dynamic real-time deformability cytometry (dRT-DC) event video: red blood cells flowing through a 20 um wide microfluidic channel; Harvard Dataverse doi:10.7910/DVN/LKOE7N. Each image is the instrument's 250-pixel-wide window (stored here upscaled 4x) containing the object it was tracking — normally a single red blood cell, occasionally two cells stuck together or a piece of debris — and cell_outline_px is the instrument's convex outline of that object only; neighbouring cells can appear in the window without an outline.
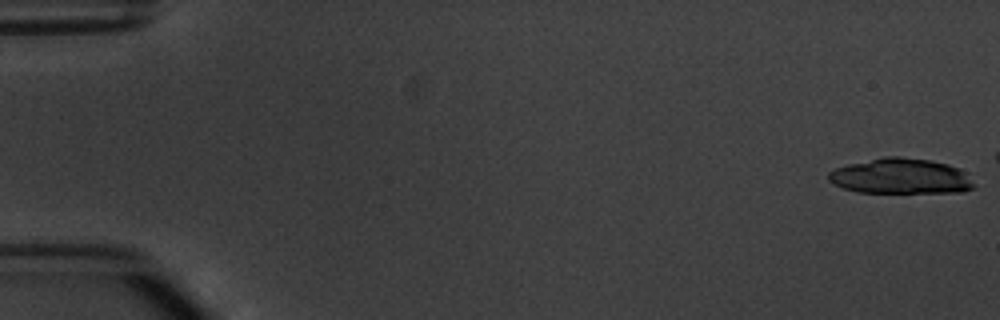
{"species": "common noctule bat (a hibernating species)", "species_latin": "Nyctalus noctula", "temperature_condition": "warm", "stored_images_in_passage": 6, "camera_frame_rate_fps": 3000, "um_per_image_px": 0.085, "animal": {"sex": "male", "body_mass_g": 20.1, "forearm_length_mm": 53.5}, "frame": {"image": 1, "passage_image": 1, "time_ms": 0.0, "image_size_px": [1000, 320], "cell_outline_px": [[976, 188], [964, 192], [856, 192], [844, 188], [828, 180], [828, 172], [836, 168], [848, 164], [884, 156], [900, 156], [928, 160], [948, 164], [960, 168], [976, 184]], "centroid_in_image_um": [76.59, 14.98], "position_along_channel_um": 8.4, "area_um2": 30.06}}